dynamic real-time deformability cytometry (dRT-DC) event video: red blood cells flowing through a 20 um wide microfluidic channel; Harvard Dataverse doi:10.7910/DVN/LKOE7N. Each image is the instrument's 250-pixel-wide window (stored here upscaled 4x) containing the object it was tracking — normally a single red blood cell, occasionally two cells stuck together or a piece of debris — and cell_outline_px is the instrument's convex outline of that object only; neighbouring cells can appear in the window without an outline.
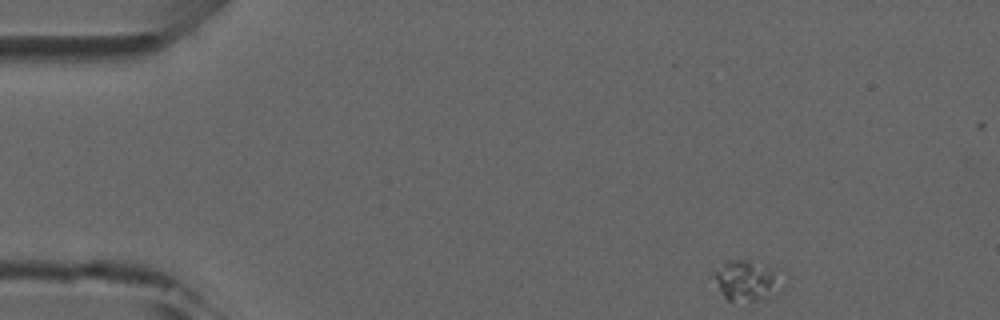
{"species": "common noctule bat (a hibernating species)", "species_latin": "Nyctalus noctula", "temperature_condition": "room temperature", "stored_images_in_passage": 4, "camera_frame_rate_fps": 3000, "um_per_image_px": 0.085, "animal": {"sex": "male", "forearm_length_mm": 52.5}, "frame": {"image": 1, "passage_image": 1, "time_ms": 0.0, "image_size_px": [1000, 320], "cell_outline_px": [[788, 276], [768, 296], [752, 300], [728, 300], [724, 296], [708, 276], [724, 260], [748, 260], [784, 268], [788, 272]], "centroid_in_image_um": [63.5, 23.74], "position_along_channel_um": 21.5, "area_um2": 16.94}}
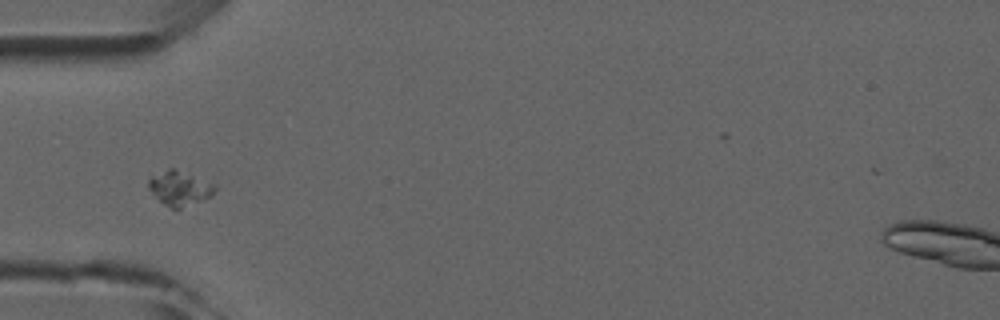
{"frame": {"image": 2, "passage_image": 4, "time_ms": 3.333, "image_size_px": [1000, 320], "cell_outline_px": [[216, 188], [208, 196], [176, 212], [164, 204], [148, 188], [148, 180], [152, 176], [168, 168], [176, 168], [216, 184]], "centroid_in_image_um": [15.25, 16.0], "position_along_channel_um": 69.8, "area_um2": 13.35}}